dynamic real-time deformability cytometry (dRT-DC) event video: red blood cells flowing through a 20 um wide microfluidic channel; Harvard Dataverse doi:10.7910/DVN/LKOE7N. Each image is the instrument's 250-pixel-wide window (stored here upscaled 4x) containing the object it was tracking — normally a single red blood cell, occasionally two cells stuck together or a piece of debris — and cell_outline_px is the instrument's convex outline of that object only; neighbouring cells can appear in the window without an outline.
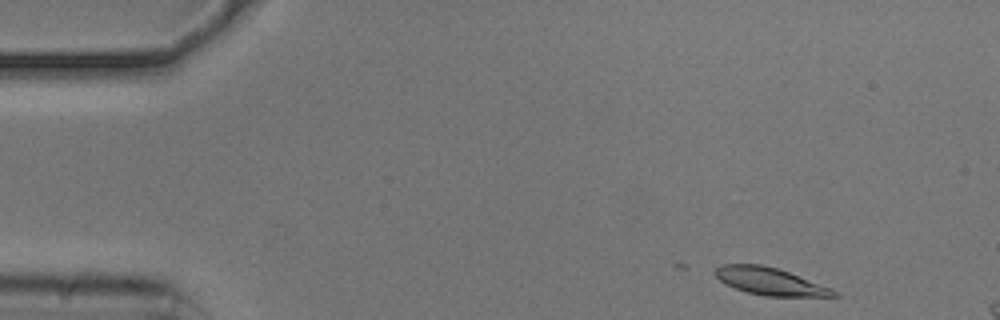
{"species": "common noctule bat (a hibernating species)", "species_latin": "Nyctalus noctula", "temperature_condition": "cold", "stored_images_in_passage": 29, "camera_frame_rate_fps": 3000, "um_per_image_px": 0.085, "animal": {"sex": "male", "body_mass_g": 20.5, "forearm_length_mm": 52.5}, "frame": {"image": 1, "passage_image": 2, "time_ms": 0.333, "image_size_px": [1000, 320], "cell_outline_px": [[840, 296], [764, 296], [748, 292], [724, 284], [712, 272], [716, 268], [724, 264], [760, 264], [776, 268], [788, 272], [832, 288], [840, 292]], "centroid_in_image_um": [65.45, 23.92], "position_along_channel_um": 19.5, "area_um2": 18.79}}
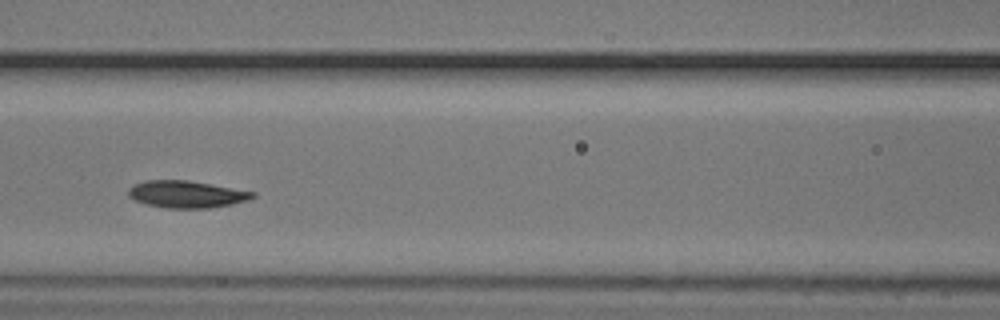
{"frame": {"image": 2, "passage_image": 20, "time_ms": 6.333, "image_size_px": [1000, 320], "cell_outline_px": [[256, 196], [248, 200], [232, 204], [208, 208], [164, 208], [144, 204], [132, 200], [128, 196], [128, 188], [144, 180], [188, 180], [256, 192]], "centroid_in_image_um": [15.82, 16.51], "position_along_channel_um": 150.8, "area_um2": 19.77}}
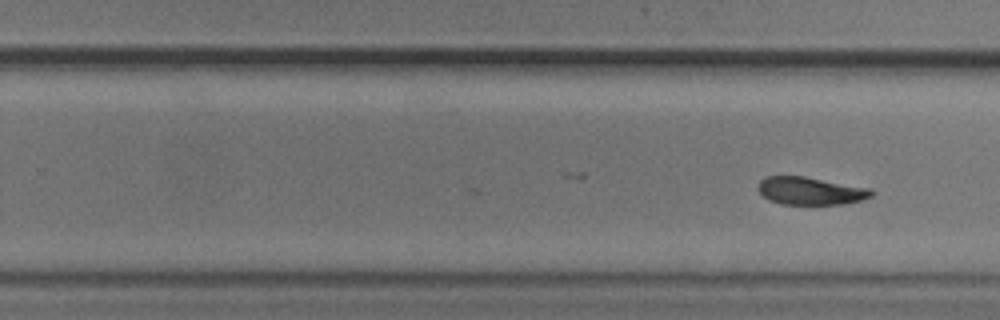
{"frame": {"image": 3, "passage_image": 29, "time_ms": 9.333, "image_size_px": [1000, 320], "cell_outline_px": [[876, 192], [872, 196], [860, 200], [844, 204], [780, 204], [768, 200], [756, 188], [760, 180], [764, 176], [804, 176], [872, 188]], "centroid_in_image_um": [68.89, 16.22], "position_along_channel_um": 260.9, "area_um2": 18.55}}